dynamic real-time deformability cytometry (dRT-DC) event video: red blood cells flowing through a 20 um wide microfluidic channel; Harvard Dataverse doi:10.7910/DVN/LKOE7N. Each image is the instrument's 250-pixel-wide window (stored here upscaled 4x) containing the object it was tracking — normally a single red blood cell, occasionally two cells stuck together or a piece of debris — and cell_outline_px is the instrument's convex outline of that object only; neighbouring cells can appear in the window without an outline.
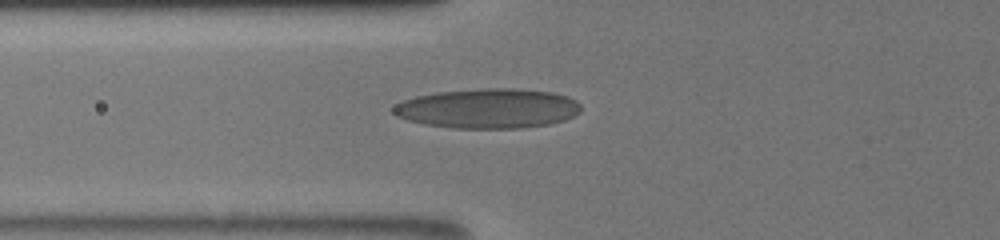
{"species": "human", "species_latin": "Homo sapiens", "temperature_condition": "room temperature", "stored_images_in_passage": 15, "camera_frame_rate_fps": 3000, "um_per_image_px": 0.085, "donor": {"sex": "male"}, "frame": {"image": 1, "passage_image": 15, "time_ms": 8.0, "image_size_px": [1000, 240], "cell_outline_px": [[580, 112], [564, 120], [548, 124], [520, 128], [452, 128], [424, 124], [408, 120], [396, 116], [392, 112], [392, 108], [396, 104], [404, 100], [416, 96], [436, 92], [480, 88], [512, 88], [552, 92], [568, 96], [576, 100], [580, 104]], "centroid_in_image_um": [41.47, 9.21], "position_along_channel_um": 84.3, "area_um2": 43.52}}